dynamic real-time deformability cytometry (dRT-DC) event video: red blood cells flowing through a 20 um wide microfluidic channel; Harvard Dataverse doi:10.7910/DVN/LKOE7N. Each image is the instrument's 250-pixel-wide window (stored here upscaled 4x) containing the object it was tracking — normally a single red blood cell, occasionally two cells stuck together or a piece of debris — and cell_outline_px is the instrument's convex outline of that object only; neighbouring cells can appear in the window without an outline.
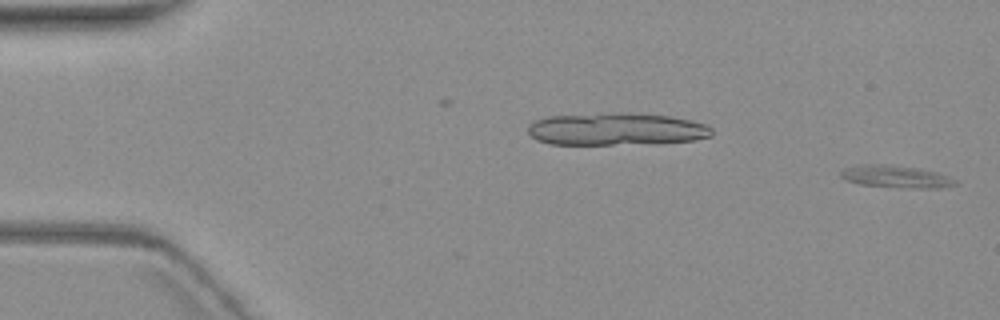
{"species": "common noctule bat (a hibernating species)", "species_latin": "Nyctalus noctula", "temperature_condition": "warm", "stored_images_in_passage": 3, "camera_frame_rate_fps": 3000, "um_per_image_px": 0.085, "animal": {"sex": "female", "body_mass_g": 19.3, "forearm_length_mm": 54.1}, "frame": {"image": 1, "passage_image": 3, "time_ms": 2.333, "image_size_px": [1000, 320], "cell_outline_px": [[960, 184], [940, 188], [904, 188], [860, 184], [848, 180], [840, 176], [840, 172], [844, 168], [864, 164], [892, 164], [920, 168], [936, 172], [948, 176], [956, 180]], "centroid_in_image_um": [76.21, 15.01], "position_along_channel_um": 8.8, "area_um2": 15.03}}